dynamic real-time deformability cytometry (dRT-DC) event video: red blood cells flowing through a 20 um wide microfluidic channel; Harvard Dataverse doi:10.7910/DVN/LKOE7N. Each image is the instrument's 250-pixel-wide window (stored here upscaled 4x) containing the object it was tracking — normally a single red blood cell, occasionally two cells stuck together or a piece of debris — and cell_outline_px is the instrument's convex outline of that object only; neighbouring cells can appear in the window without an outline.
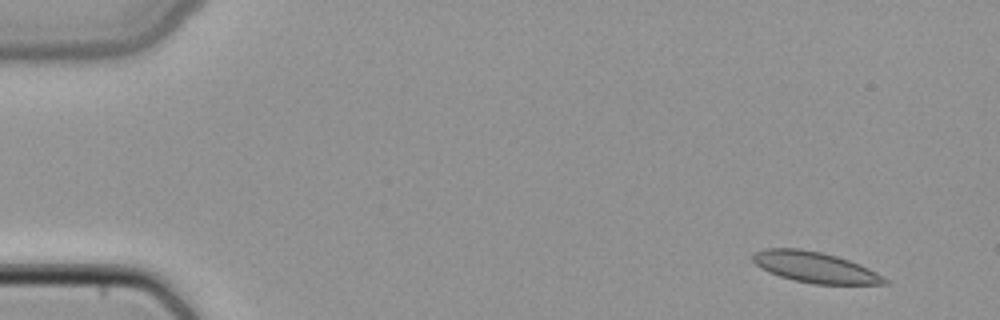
{"species": "common noctule bat (a hibernating species)", "species_latin": "Nyctalus noctula", "temperature_condition": "cold", "stored_images_in_passage": 46, "camera_frame_rate_fps": 3000, "um_per_image_px": 0.085, "animal": {"sex": "female", "body_mass_g": 22.7, "forearm_length_mm": 54.2}, "frame": {"image": 1, "passage_image": 1, "time_ms": 0.0, "image_size_px": [1000, 320], "cell_outline_px": [[888, 284], [812, 284], [792, 280], [768, 272], [760, 268], [752, 260], [752, 256], [756, 252], [764, 248], [800, 248], [820, 252], [836, 256], [860, 264], [876, 272], [888, 280]], "centroid_in_image_um": [69.25, 22.72], "position_along_channel_um": 15.8, "area_um2": 23.64}}
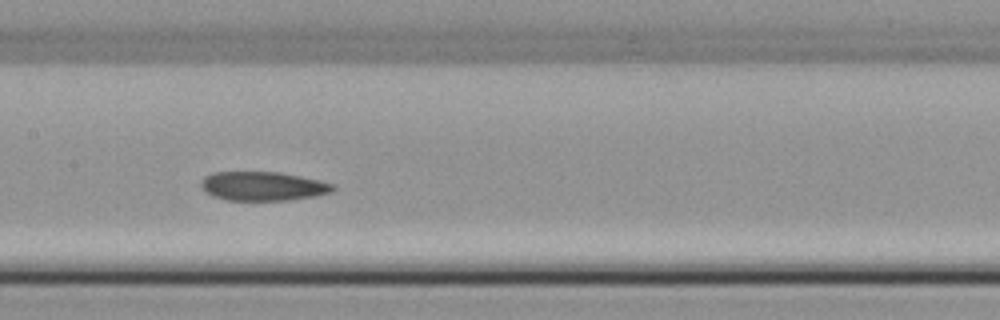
{"frame": {"image": 2, "passage_image": 22, "time_ms": 7.0, "image_size_px": [1000, 320], "cell_outline_px": [[336, 188], [332, 192], [312, 196], [288, 200], [228, 200], [204, 192], [200, 184], [200, 180], [204, 176], [212, 172], [280, 172], [320, 180], [332, 184]], "centroid_in_image_um": [22.32, 15.81], "position_along_channel_um": 185.1, "area_um2": 22.25}}
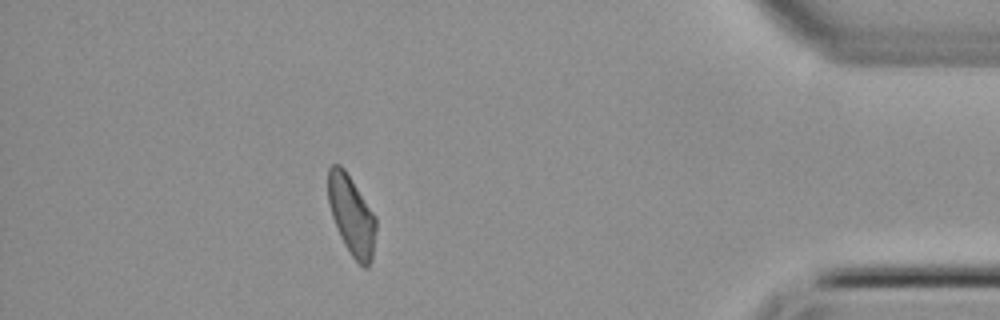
{"frame": {"image": 3, "passage_image": 41, "time_ms": 13.333, "image_size_px": [1000, 320], "cell_outline_px": [[376, 228], [372, 260], [368, 268], [364, 268], [352, 256], [344, 244], [336, 228], [328, 204], [328, 168], [332, 164], [340, 164], [344, 168], [376, 216]], "centroid_in_image_um": [29.88, 18.3], "position_along_channel_um": 405.3, "area_um2": 22.25}}